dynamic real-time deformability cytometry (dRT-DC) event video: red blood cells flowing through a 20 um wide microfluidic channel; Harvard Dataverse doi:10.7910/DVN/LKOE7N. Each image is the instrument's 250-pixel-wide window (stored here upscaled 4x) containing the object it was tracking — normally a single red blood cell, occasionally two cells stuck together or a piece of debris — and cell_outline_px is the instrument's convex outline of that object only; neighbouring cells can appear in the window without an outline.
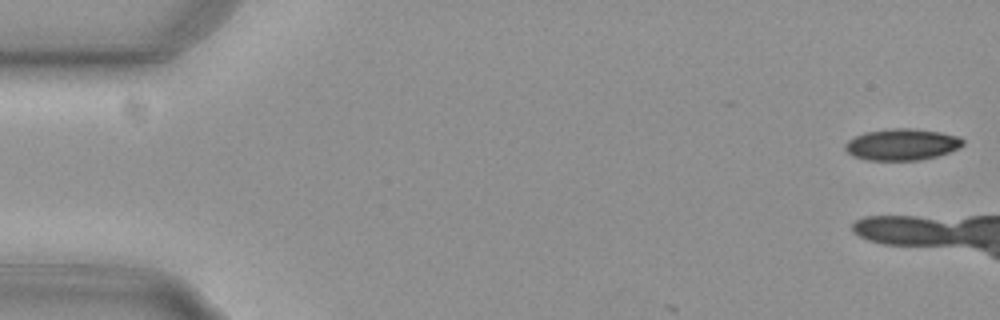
{"species": "common noctule bat (a hibernating species)", "species_latin": "Nyctalus noctula", "temperature_condition": "cold", "stored_images_in_passage": 5, "camera_frame_rate_fps": 3000, "um_per_image_px": 0.085, "animal": {"sex": "female", "body_mass_g": 29.2, "forearm_length_mm": 56.3}, "frame": {"image": 1, "passage_image": 1, "time_ms": 0.0, "image_size_px": [1000, 320], "cell_outline_px": [[964, 144], [948, 152], [936, 156], [916, 160], [868, 160], [856, 156], [848, 152], [844, 148], [844, 144], [848, 140], [856, 136], [868, 132], [896, 128], [912, 128], [940, 132], [960, 136], [964, 140]], "centroid_in_image_um": [76.68, 12.27], "position_along_channel_um": 8.3, "area_um2": 21.27}}